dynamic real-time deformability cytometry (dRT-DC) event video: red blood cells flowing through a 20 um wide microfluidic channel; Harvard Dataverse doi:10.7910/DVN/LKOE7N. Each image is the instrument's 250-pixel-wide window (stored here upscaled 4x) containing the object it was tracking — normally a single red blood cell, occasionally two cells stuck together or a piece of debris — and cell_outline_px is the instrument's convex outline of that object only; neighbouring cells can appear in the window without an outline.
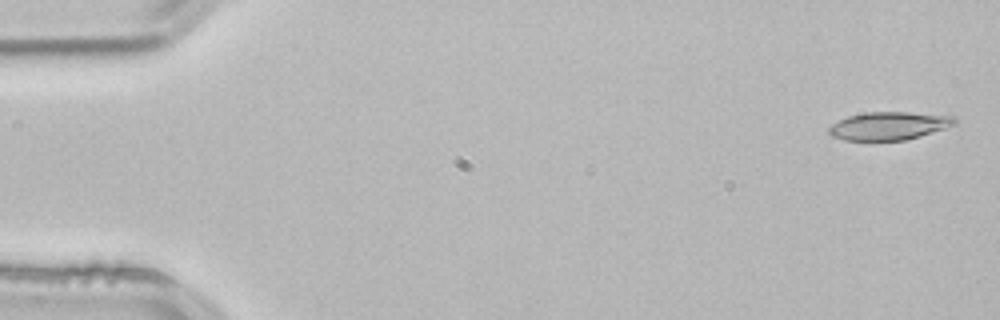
{"species": "common noctule bat (a hibernating species)", "species_latin": "Nyctalus noctula", "temperature_condition": "room temperature", "stored_images_in_passage": 4, "segment_of_instrument_passage": [1, 2], "camera_frame_rate_fps": 3000, "um_per_image_px": 0.085, "animal": {"sex": "male", "body_mass_g": 21.5, "forearm_length_mm": 52.0}, "frame": {"image": 1, "passage_image": 1, "time_ms": 0.0, "image_size_px": [1000, 320], "cell_outline_px": [[956, 124], [920, 136], [904, 140], [844, 140], [832, 136], [828, 132], [828, 128], [832, 124], [848, 116], [864, 112], [908, 112], [956, 116]], "centroid_in_image_um": [75.56, 10.69], "position_along_channel_um": 9.4, "area_um2": 20.46}}